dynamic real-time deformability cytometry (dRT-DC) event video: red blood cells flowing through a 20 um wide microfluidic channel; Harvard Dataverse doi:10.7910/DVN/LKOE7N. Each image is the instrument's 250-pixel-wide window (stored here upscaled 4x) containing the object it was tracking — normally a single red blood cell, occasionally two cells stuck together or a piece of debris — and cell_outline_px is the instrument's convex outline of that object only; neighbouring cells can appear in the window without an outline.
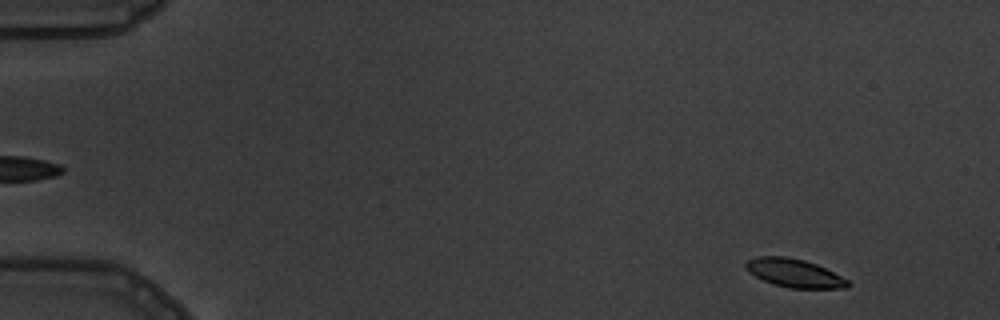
{"species": "common noctule bat (a hibernating species)", "species_latin": "Nyctalus noctula", "temperature_condition": "warm", "stored_images_in_passage": 6, "camera_frame_rate_fps": 3000, "um_per_image_px": 0.085, "animal": {"sex": "male", "body_mass_g": 19.5, "forearm_length_mm": 54.6}, "frame": {"image": 1, "passage_image": 1, "time_ms": 0.0, "image_size_px": [1000, 320], "cell_outline_px": [[852, 284], [848, 288], [788, 288], [772, 284], [748, 272], [744, 268], [744, 264], [748, 260], [756, 256], [784, 256], [804, 260], [816, 264], [848, 280]], "centroid_in_image_um": [67.49, 23.21], "position_along_channel_um": 17.5, "area_um2": 16.88}}
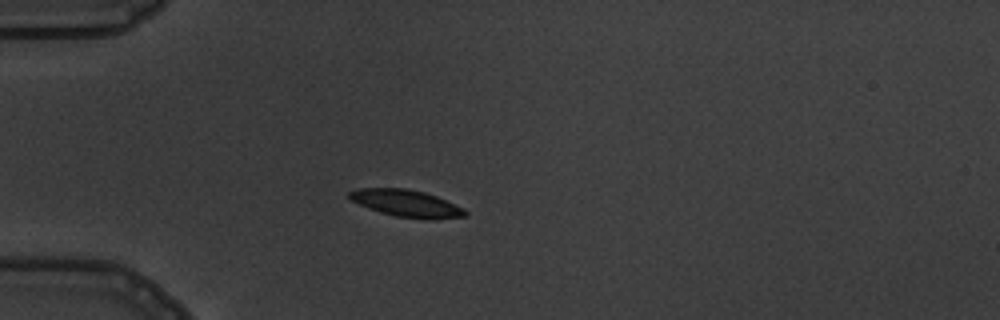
{"frame": {"image": 2, "passage_image": 4, "time_ms": 3.667, "image_size_px": [1000, 320], "cell_outline_px": [[468, 212], [464, 216], [432, 220], [428, 220], [396, 216], [380, 212], [368, 208], [352, 200], [348, 196], [348, 192], [356, 188], [404, 188], [424, 192], [436, 196], [464, 208]], "centroid_in_image_um": [34.55, 17.28], "position_along_channel_um": 50.5, "area_um2": 18.21}}